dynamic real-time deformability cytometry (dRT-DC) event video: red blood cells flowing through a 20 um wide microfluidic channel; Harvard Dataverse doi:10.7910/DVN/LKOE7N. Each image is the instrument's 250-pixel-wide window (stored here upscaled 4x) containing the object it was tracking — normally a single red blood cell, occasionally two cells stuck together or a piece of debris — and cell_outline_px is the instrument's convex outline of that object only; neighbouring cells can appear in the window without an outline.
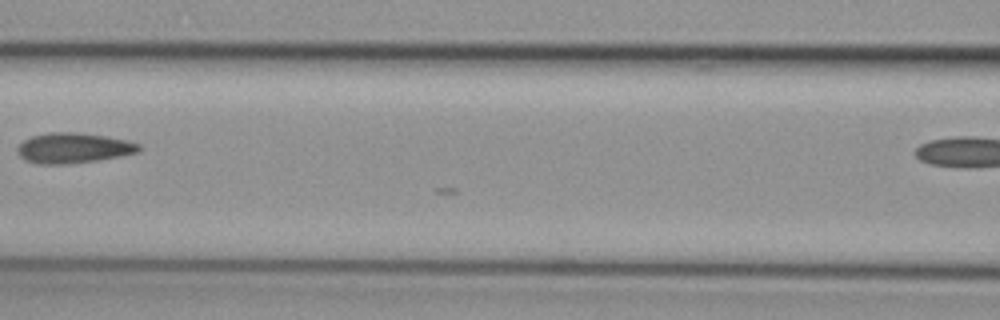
{"species": "common noctule bat (a hibernating species)", "species_latin": "Nyctalus noctula", "temperature_condition": "cold", "stored_images_in_passage": 8, "camera_frame_rate_fps": 3000, "um_per_image_px": 0.085, "animal": {"sex": "female", "body_mass_g": 29.2, "forearm_length_mm": 56.3}, "frame": {"image": 1, "passage_image": 6, "time_ms": 1.667, "image_size_px": [1000, 320], "cell_outline_px": [[140, 152], [120, 156], [96, 160], [64, 164], [36, 164], [24, 160], [16, 152], [16, 148], [24, 140], [32, 136], [48, 132], [80, 132], [104, 136], [124, 140], [140, 144]], "centroid_in_image_um": [6.19, 12.58], "position_along_channel_um": 160.4, "area_um2": 21.44}}